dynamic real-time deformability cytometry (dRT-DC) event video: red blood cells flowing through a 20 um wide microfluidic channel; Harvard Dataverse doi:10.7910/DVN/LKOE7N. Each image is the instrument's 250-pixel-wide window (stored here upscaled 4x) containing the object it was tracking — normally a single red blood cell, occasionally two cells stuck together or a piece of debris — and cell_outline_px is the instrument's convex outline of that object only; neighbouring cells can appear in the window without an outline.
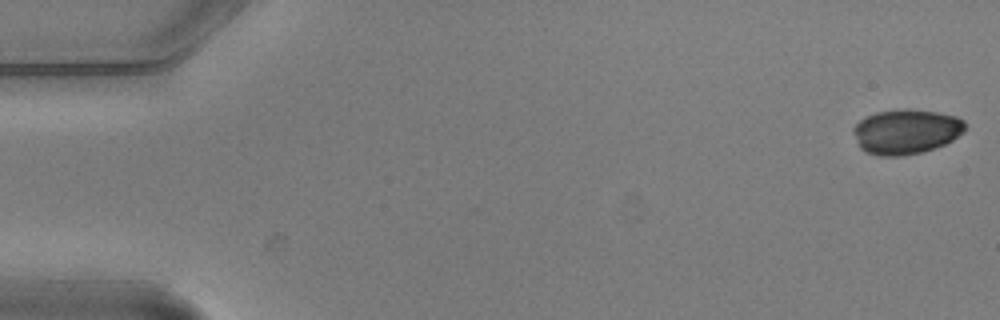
{"species": "common noctule bat (a hibernating species)", "species_latin": "Nyctalus noctula", "temperature_condition": "warm", "stored_images_in_passage": 6, "camera_frame_rate_fps": 3000, "um_per_image_px": 0.085, "animal": {"sex": "male", "body_mass_g": 20.5, "forearm_length_mm": 52.5}, "frame": {"image": 1, "passage_image": 1, "time_ms": 0.0, "image_size_px": [1000, 320], "cell_outline_px": [[964, 132], [952, 140], [944, 144], [920, 152], [900, 156], [880, 156], [868, 152], [860, 148], [852, 132], [852, 128], [864, 116], [876, 112], [900, 108], [912, 108], [936, 112], [956, 116], [964, 120]], "centroid_in_image_um": [76.98, 11.16], "position_along_channel_um": 8.0, "area_um2": 29.3}}